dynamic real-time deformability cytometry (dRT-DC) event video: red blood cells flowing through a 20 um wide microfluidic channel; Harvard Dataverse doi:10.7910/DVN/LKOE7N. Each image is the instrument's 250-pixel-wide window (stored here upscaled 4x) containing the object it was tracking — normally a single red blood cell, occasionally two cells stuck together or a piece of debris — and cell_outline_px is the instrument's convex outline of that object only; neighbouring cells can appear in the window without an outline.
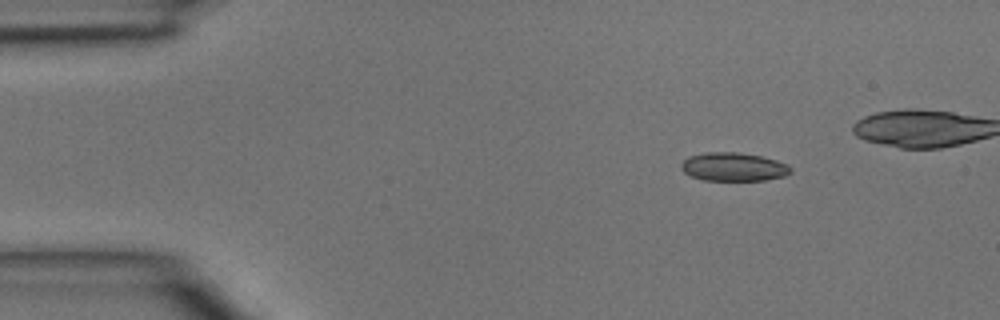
{"species": "common noctule bat (a hibernating species)", "species_latin": "Nyctalus noctula", "temperature_condition": "room temperature", "stored_images_in_passage": 13, "camera_frame_rate_fps": 3000, "um_per_image_px": 0.085, "animal": {"sex": "male", "body_mass_g": 15.6}, "frame": {"image": 1, "passage_image": 6, "time_ms": 1.667, "image_size_px": [1000, 320], "cell_outline_px": [[792, 172], [784, 176], [764, 180], [704, 180], [692, 176], [684, 172], [680, 168], [680, 164], [688, 156], [704, 152], [736, 152], [760, 156], [776, 160], [788, 164], [792, 168]], "centroid_in_image_um": [62.34, 14.17], "position_along_channel_um": 22.7, "area_um2": 18.21}}